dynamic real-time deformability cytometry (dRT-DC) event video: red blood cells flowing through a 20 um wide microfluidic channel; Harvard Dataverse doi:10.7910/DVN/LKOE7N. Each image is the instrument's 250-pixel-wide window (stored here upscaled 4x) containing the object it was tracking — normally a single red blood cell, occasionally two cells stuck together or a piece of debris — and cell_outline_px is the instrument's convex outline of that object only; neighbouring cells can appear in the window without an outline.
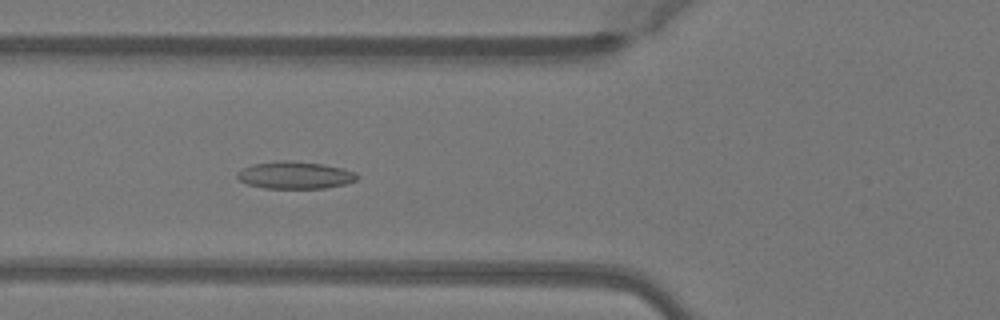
{"species": "Egyptian fruit bat (a non-hibernating species)", "species_latin": "Rousettus aegyptiacus", "temperature_condition": "warm", "stored_images_in_passage": 42, "camera_frame_rate_fps": 3000, "um_per_image_px": 0.085, "animal": {"sex": "female"}, "frame": {"image": 1, "passage_image": 10, "time_ms": 3.0, "image_size_px": [1000, 320], "cell_outline_px": [[360, 176], [356, 180], [344, 184], [324, 188], [264, 188], [248, 184], [240, 180], [236, 176], [236, 172], [252, 164], [280, 160], [292, 160], [320, 164], [344, 168], [356, 172]], "centroid_in_image_um": [25.08, 14.88], "position_along_channel_um": 100.7, "area_um2": 19.07}}
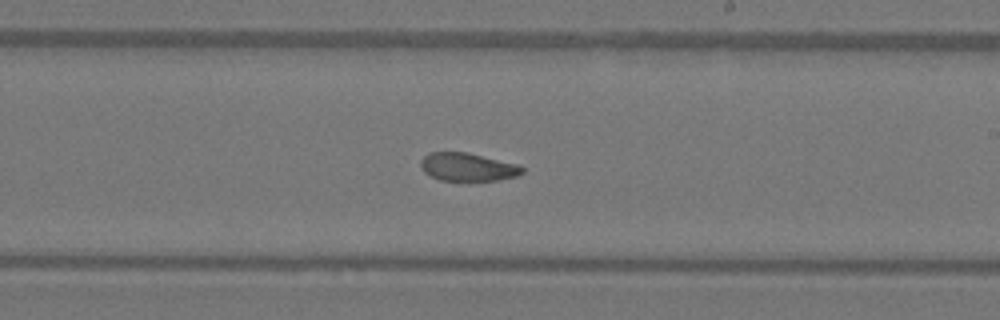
{"frame": {"image": 2, "passage_image": 21, "time_ms": 6.667, "image_size_px": [1000, 320], "cell_outline_px": [[524, 172], [516, 176], [496, 180], [440, 180], [424, 172], [420, 164], [420, 160], [428, 152], [468, 152], [520, 164], [524, 168]], "centroid_in_image_um": [39.77, 14.17], "position_along_channel_um": 249.2, "area_um2": 16.7}}
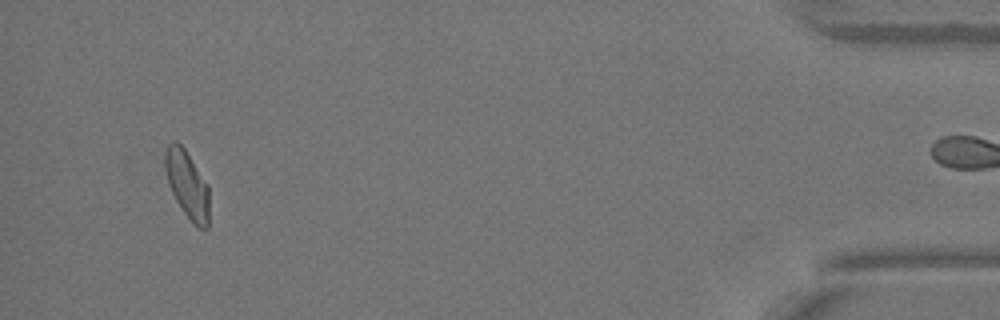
{"frame": {"image": 3, "passage_image": 39, "time_ms": 12.667, "image_size_px": [1000, 320], "cell_outline_px": [[208, 228], [200, 228], [184, 212], [176, 200], [168, 184], [164, 168], [164, 152], [168, 144], [172, 140], [176, 140], [184, 148], [208, 184]], "centroid_in_image_um": [15.88, 15.61], "position_along_channel_um": 419.3, "area_um2": 17.17}, "authors_computed_cell_mechanics": {"area_um2": 17.629, "velocity_mm_per_s": 4.0508, "shape_relaxation_time_tau1_ms": null, "shape_relaxation_time_tau2_ms": 2.8109, "deformation_change_tau1": null, "deformation_change_tau2": 0.0885}}